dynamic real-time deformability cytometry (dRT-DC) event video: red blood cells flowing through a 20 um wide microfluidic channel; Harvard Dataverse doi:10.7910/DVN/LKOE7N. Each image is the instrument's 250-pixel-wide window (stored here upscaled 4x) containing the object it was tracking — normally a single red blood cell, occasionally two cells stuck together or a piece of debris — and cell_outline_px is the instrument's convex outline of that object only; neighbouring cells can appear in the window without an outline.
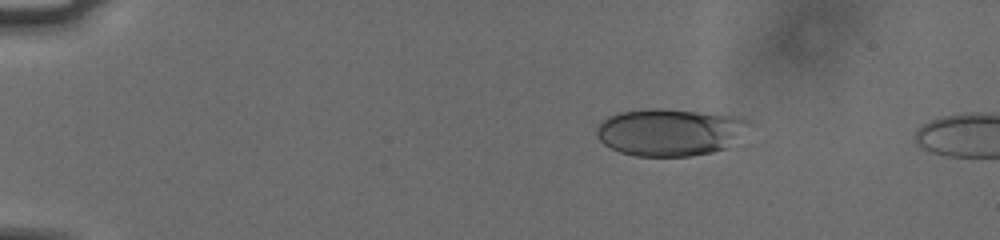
{"species": "human", "species_latin": "Homo sapiens", "temperature_condition": "cold", "stored_images_in_passage": 13, "camera_frame_rate_fps": 3000, "um_per_image_px": 0.085, "donor": {"sex": "male"}, "frame": {"image": 1, "passage_image": 8, "time_ms": 2.333, "image_size_px": [1000, 240], "cell_outline_px": [[752, 120], [728, 148], [712, 152], [688, 156], [636, 156], [620, 152], [604, 144], [596, 136], [596, 128], [608, 116], [616, 112], [648, 108], [660, 108], [736, 116]], "centroid_in_image_um": [56.89, 11.22], "position_along_channel_um": 28.1, "area_um2": 41.79}}